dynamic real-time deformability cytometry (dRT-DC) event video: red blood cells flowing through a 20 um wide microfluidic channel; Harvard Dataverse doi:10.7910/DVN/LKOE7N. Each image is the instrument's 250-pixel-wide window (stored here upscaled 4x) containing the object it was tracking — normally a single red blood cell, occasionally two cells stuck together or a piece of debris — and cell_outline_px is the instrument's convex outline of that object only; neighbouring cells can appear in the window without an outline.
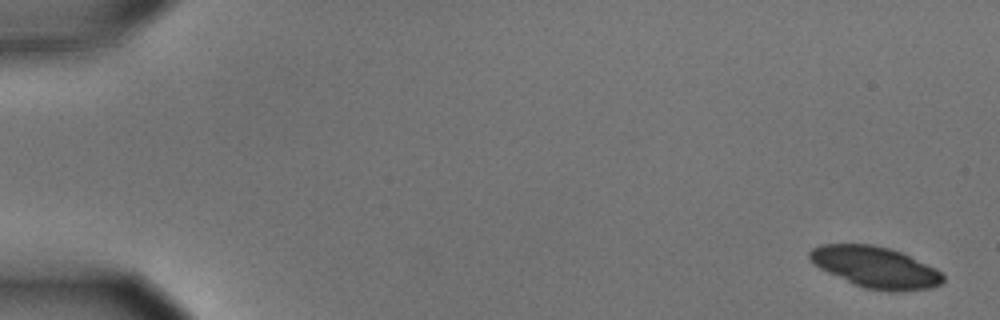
{"species": "common noctule bat (a hibernating species)", "species_latin": "Nyctalus noctula", "temperature_condition": "cold", "stored_images_in_passage": 5, "camera_frame_rate_fps": 3000, "um_per_image_px": 0.085, "animal": {"sex": "male", "body_mass_g": 15.6}, "frame": {"image": 1, "passage_image": 1, "time_ms": 0.0, "image_size_px": [1000, 320], "cell_outline_px": [[944, 280], [940, 284], [932, 288], [892, 292], [864, 288], [852, 284], [812, 264], [808, 256], [808, 252], [812, 248], [820, 244], [872, 244], [888, 248], [900, 252], [936, 268], [944, 276]], "centroid_in_image_um": [74.38, 22.72], "position_along_channel_um": 10.6, "area_um2": 32.08}}